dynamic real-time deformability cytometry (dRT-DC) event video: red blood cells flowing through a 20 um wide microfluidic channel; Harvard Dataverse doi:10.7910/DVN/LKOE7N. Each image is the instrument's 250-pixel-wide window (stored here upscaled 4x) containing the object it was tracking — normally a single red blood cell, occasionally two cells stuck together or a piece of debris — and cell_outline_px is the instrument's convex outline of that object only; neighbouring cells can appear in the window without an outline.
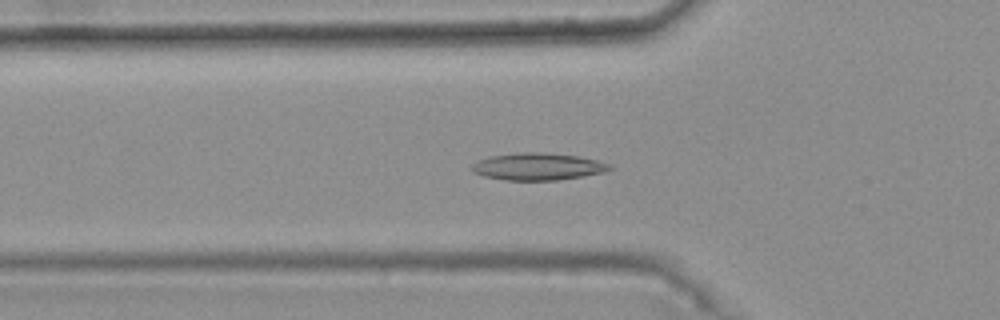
{"species": "common noctule bat (a hibernating species)", "species_latin": "Nyctalus noctula", "temperature_condition": "warm", "stored_images_in_passage": 42, "camera_frame_rate_fps": 3000, "um_per_image_px": 0.085, "animal": {"sex": "female", "body_mass_g": 25.1}, "frame": {"image": 1, "passage_image": 17, "time_ms": 5.333, "image_size_px": [1000, 320], "cell_outline_px": [[612, 168], [604, 172], [556, 180], [504, 180], [484, 176], [472, 172], [468, 168], [476, 160], [488, 156], [516, 152], [544, 152], [580, 156], [612, 164]], "centroid_in_image_um": [45.64, 14.14], "position_along_channel_um": 80.2, "area_um2": 22.08}}
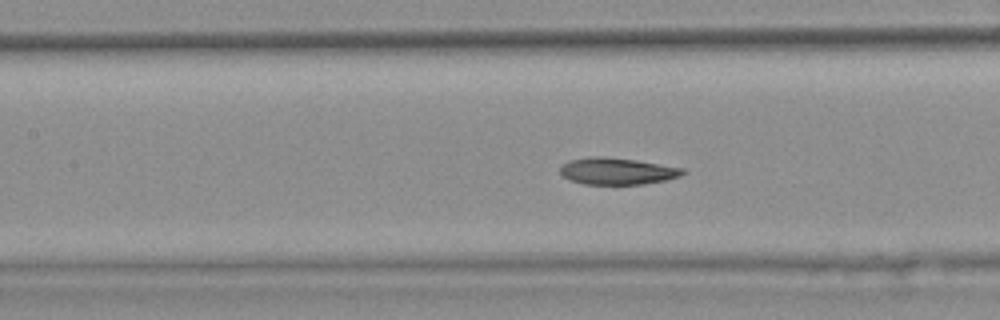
{"frame": {"image": 2, "passage_image": 23, "time_ms": 7.333, "image_size_px": [1000, 320], "cell_outline_px": [[688, 172], [680, 176], [664, 180], [644, 184], [584, 184], [568, 180], [560, 172], [560, 164], [568, 160], [588, 156], [600, 156], [636, 160], [684, 168]], "centroid_in_image_um": [52.43, 14.54], "position_along_channel_um": 155.0, "area_um2": 19.31}}
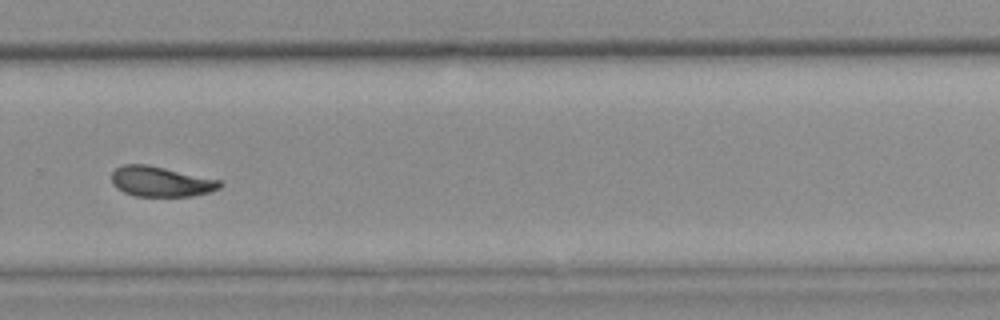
{"frame": {"image": 3, "passage_image": 36, "time_ms": 11.667, "image_size_px": [1000, 320], "cell_outline_px": [[224, 184], [220, 188], [212, 192], [192, 196], [136, 196], [124, 192], [116, 188], [112, 184], [112, 172], [116, 168], [124, 164], [148, 164], [220, 180]], "centroid_in_image_um": [13.69, 15.43], "position_along_channel_um": 316.1, "area_um2": 19.19}, "authors_computed_cell_mechanics": {"area_um2": 20.0855, "velocity_mm_per_s": 3.727, "shape_relaxation_time_tau1_ms": 8.3594, "shape_relaxation_time_tau2_ms": 2.3476, "deformation_change_tau1": 0.1832, "deformation_change_tau2": 0.0678}}